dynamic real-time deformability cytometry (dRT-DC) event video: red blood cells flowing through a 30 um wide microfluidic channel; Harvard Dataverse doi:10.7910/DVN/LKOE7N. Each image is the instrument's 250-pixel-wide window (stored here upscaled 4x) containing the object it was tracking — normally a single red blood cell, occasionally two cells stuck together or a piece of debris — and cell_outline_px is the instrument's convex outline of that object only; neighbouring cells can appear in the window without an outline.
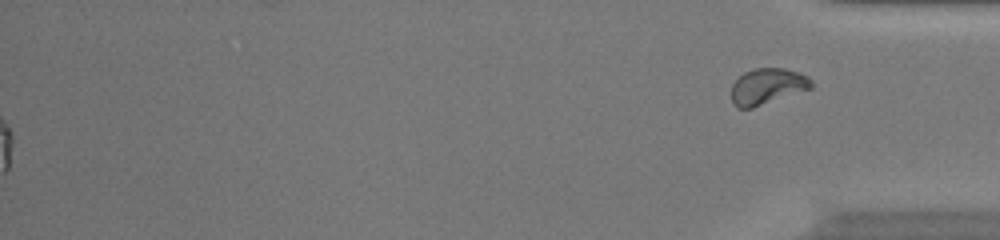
{"species": "common noctule bat (a hibernating species)", "species_latin": "Nyctalus noctula", "temperature_condition": "warm", "stored_images_in_passage": 51, "segment_of_instrument_passage": [2, 2], "camera_frame_rate_fps": 3000, "um_per_image_px": 0.085, "animal": {"sex": "female", "body_mass_g": 20.0, "forearm_length_mm": 54.0}, "frame": {"image": 1, "passage_image": 51, "time_ms": 16.667, "image_size_px": [1000, 240], "cell_outline_px": [[812, 88], [752, 108], [736, 108], [732, 104], [732, 84], [744, 72], [752, 68], [784, 68], [808, 76], [812, 80]], "centroid_in_image_um": [65.21, 7.34], "position_along_channel_um": 370.0, "area_um2": 16.76}}